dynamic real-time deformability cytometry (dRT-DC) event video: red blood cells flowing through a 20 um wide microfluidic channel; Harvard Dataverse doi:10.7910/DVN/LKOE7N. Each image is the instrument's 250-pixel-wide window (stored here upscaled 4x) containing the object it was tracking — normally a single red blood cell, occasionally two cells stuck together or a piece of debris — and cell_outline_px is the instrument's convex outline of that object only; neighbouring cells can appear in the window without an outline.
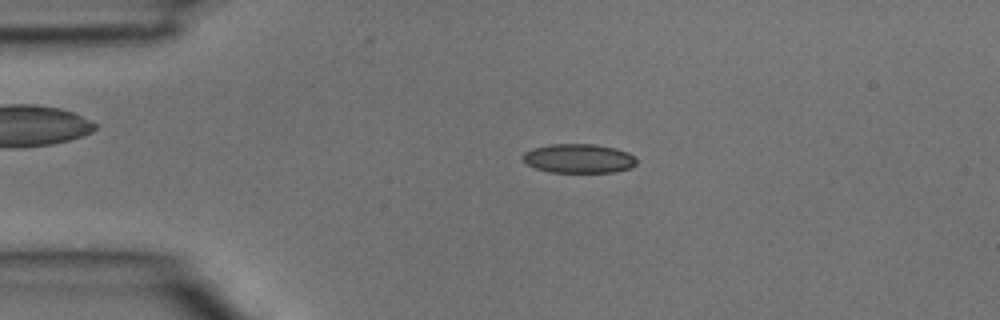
{"species": "common noctule bat (a hibernating species)", "species_latin": "Nyctalus noctula", "temperature_condition": "room temperature", "stored_images_in_passage": 4, "camera_frame_rate_fps": 3000, "um_per_image_px": 0.085, "animal": {"sex": "male", "body_mass_g": 15.6}, "frame": {"image": 1, "passage_image": 3, "time_ms": 0.667, "image_size_px": [1000, 320], "cell_outline_px": [[636, 164], [632, 168], [612, 172], [548, 172], [536, 168], [528, 164], [520, 156], [524, 152], [532, 148], [548, 144], [596, 144], [616, 148], [628, 152], [636, 160]], "centroid_in_image_um": [49.17, 13.46], "position_along_channel_um": 35.8, "area_um2": 19.42}}